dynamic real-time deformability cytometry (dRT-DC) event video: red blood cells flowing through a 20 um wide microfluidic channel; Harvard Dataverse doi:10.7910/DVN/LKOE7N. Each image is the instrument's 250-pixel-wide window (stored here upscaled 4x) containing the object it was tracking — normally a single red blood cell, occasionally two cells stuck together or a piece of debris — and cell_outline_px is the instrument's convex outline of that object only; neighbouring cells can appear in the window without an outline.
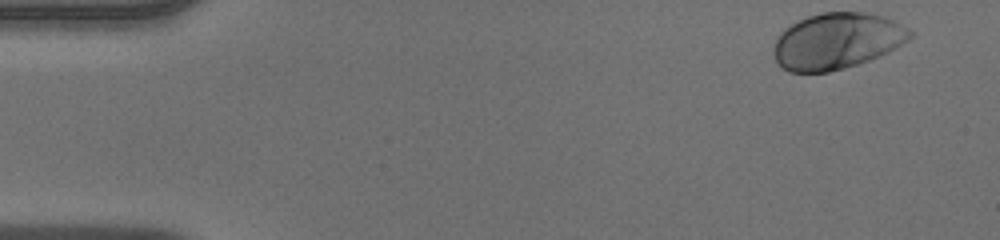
{"species": "human", "species_latin": "Homo sapiens", "temperature_condition": "warm", "stored_images_in_passage": 39, "camera_frame_rate_fps": 3000, "um_per_image_px": 0.085, "donor": {"sex": "male"}, "frame": {"image": 1, "passage_image": 1, "time_ms": 0.0, "image_size_px": [1000, 240], "cell_outline_px": [[916, 32], [908, 40], [896, 48], [880, 56], [844, 68], [828, 72], [788, 72], [776, 60], [772, 52], [772, 48], [776, 36], [784, 28], [808, 16], [820, 12], [864, 12], [884, 16]], "centroid_in_image_um": [71.13, 3.48], "position_along_channel_um": 13.9, "area_um2": 44.8}}
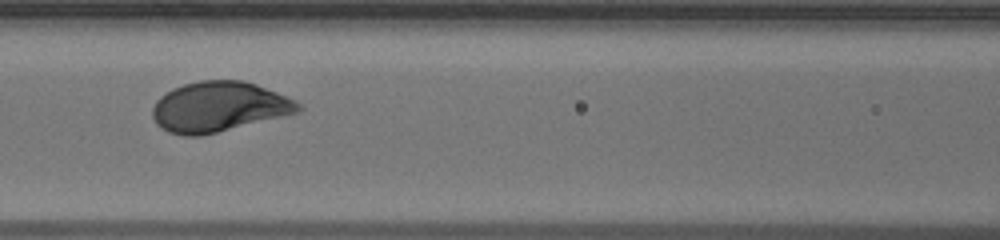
{"frame": {"image": 2, "passage_image": 19, "time_ms": 6.0, "image_size_px": [1000, 240], "cell_outline_px": [[304, 108], [300, 112], [200, 136], [184, 136], [168, 132], [156, 124], [152, 116], [152, 108], [156, 100], [160, 96], [172, 88], [184, 84], [200, 80], [244, 80], [256, 84], [296, 100]], "centroid_in_image_um": [18.59, 9.07], "position_along_channel_um": 148.0, "area_um2": 42.66}}
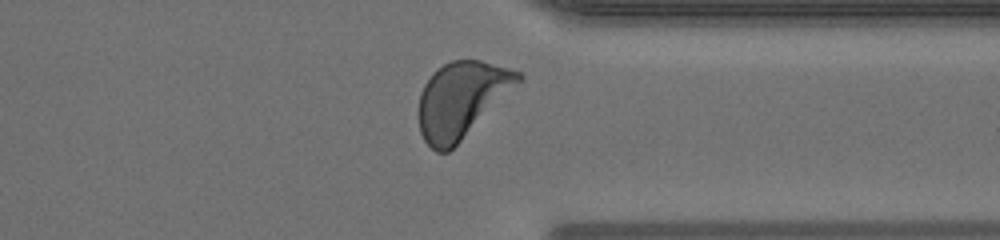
{"frame": {"image": 3, "passage_image": 35, "time_ms": 11.333, "image_size_px": [1000, 240], "cell_outline_px": [[524, 76], [448, 152], [436, 152], [424, 140], [420, 132], [420, 92], [424, 84], [432, 72], [444, 64], [452, 60], [480, 60], [508, 68], [520, 72]], "centroid_in_image_um": [39.17, 8.44], "position_along_channel_um": 372.2, "area_um2": 42.54}}